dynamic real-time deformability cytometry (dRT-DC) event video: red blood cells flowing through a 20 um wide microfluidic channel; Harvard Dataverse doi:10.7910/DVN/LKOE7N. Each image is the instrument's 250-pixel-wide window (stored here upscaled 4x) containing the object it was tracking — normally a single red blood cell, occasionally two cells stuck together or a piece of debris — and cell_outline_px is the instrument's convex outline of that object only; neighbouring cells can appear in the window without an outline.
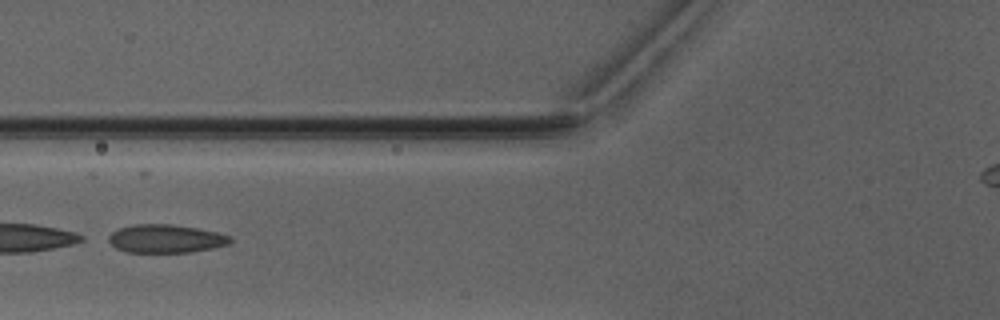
{"species": "Egyptian fruit bat (a non-hibernating species)", "species_latin": "Rousettus aegyptiacus", "temperature_condition": "warm", "stored_images_in_passage": 7, "camera_frame_rate_fps": 3000, "um_per_image_px": 0.085, "animal": {"sex": "male"}, "frame": {"image": 1, "passage_image": 5, "time_ms": 6.0, "image_size_px": [1000, 320], "cell_outline_px": [[232, 240], [228, 244], [212, 248], [188, 252], [128, 252], [116, 248], [108, 240], [108, 236], [112, 232], [120, 228], [136, 224], [172, 224], [196, 228], [216, 232], [232, 236]], "centroid_in_image_um": [14.09, 20.28], "position_along_channel_um": 111.7, "area_um2": 19.88}}